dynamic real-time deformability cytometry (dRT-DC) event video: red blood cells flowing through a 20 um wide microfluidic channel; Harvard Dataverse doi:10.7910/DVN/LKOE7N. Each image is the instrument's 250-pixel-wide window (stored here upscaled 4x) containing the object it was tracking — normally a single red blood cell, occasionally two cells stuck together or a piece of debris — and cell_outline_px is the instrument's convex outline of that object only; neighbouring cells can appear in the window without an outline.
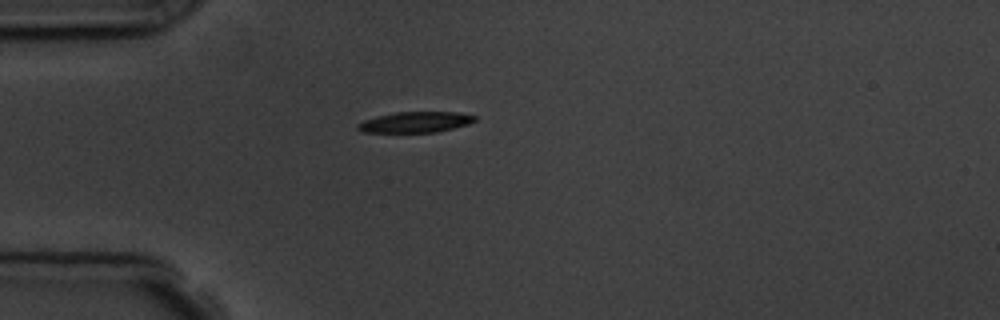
{"species": "common noctule bat (a hibernating species)", "species_latin": "Nyctalus noctula", "temperature_condition": "room temperature", "stored_images_in_passage": 1, "camera_frame_rate_fps": 3000, "um_per_image_px": 0.085, "animal": {"sex": "male", "body_mass_g": 19.5, "forearm_length_mm": 54.6}, "frame": {"image": 1, "passage_image": 1, "time_ms": 0.0, "image_size_px": [1000, 320], "cell_outline_px": [[476, 120], [468, 124], [436, 132], [360, 132], [356, 128], [356, 124], [364, 120], [376, 116], [396, 112], [456, 112], [476, 116]], "centroid_in_image_um": [35.26, 10.38], "position_along_channel_um": 49.7, "area_um2": 14.1}}